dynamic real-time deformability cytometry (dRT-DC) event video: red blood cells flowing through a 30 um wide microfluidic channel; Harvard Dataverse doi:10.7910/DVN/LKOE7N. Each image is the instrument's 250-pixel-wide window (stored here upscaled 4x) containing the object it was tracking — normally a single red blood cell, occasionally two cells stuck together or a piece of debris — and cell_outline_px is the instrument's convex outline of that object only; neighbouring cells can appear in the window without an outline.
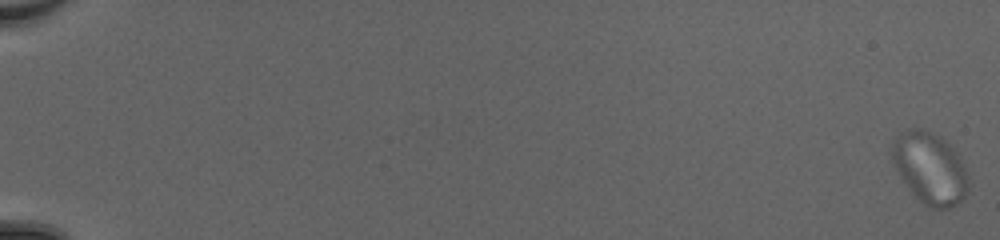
{"species": "common noctule bat (a hibernating species)", "species_latin": "Nyctalus noctula", "temperature_condition": "cold", "stored_images_in_passage": 56, "camera_frame_rate_fps": 3000, "um_per_image_px": 0.085, "animal": {"sex": "female", "body_mass_g": 20.0, "forearm_length_mm": 54.0}, "frame": {"image": 1, "passage_image": 1, "time_ms": 0.0, "image_size_px": [1000, 240], "cell_outline_px": [[968, 192], [956, 204], [948, 208], [932, 208], [924, 204], [912, 192], [900, 176], [888, 152], [892, 140], [908, 128], [924, 128], [940, 136], [956, 152], [968, 176]], "centroid_in_image_um": [79.0, 14.25], "position_along_channel_um": 6.0, "area_um2": 31.73}}
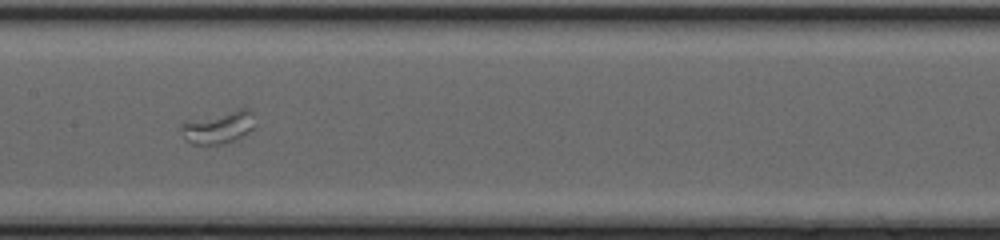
{"frame": {"image": 2, "passage_image": 32, "time_ms": 10.333, "image_size_px": [1000, 240], "cell_outline_px": [[256, 124], [248, 132], [232, 140], [220, 144], [192, 144], [180, 132], [180, 124], [188, 120], [240, 108], [248, 108], [252, 112]], "centroid_in_image_um": [18.57, 10.79], "position_along_channel_um": 188.8, "area_um2": 13.81}}
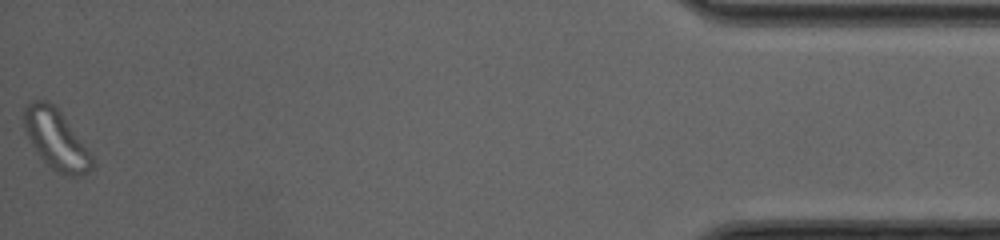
{"frame": {"image": 3, "passage_image": 56, "time_ms": 18.333, "image_size_px": [1000, 240], "cell_outline_px": [[96, 164], [88, 172], [80, 176], [68, 176], [56, 172], [40, 156], [32, 144], [24, 128], [24, 108], [32, 100], [48, 100], [60, 112], [92, 156]], "centroid_in_image_um": [4.77, 11.87], "position_along_channel_um": 430.4, "area_um2": 23.24}}